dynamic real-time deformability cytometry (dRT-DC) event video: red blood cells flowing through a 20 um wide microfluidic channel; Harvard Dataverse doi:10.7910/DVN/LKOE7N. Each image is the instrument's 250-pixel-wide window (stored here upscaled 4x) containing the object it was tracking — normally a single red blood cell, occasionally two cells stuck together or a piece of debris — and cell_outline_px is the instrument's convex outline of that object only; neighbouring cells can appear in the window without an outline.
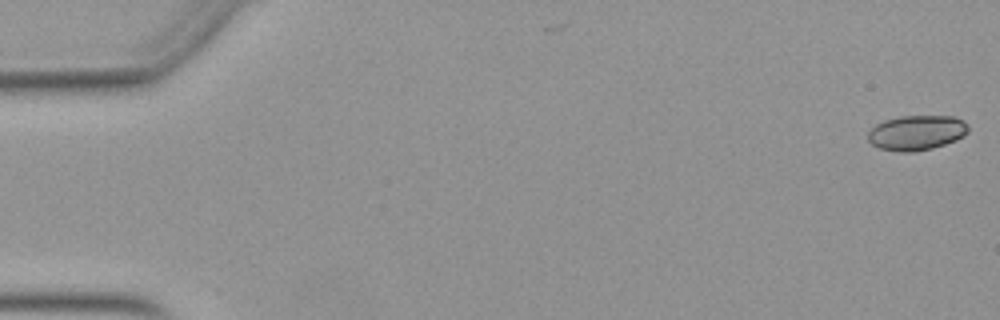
{"species": "Egyptian fruit bat (a non-hibernating species)", "species_latin": "Rousettus aegyptiacus", "temperature_condition": "warm", "stored_images_in_passage": 8, "camera_frame_rate_fps": 3000, "um_per_image_px": 0.085, "animal": {"sex": "female"}, "frame": {"image": 1, "passage_image": 1, "time_ms": 0.0, "image_size_px": [1000, 320], "cell_outline_px": [[968, 132], [964, 136], [956, 140], [932, 148], [916, 152], [896, 152], [880, 148], [872, 144], [868, 140], [868, 132], [876, 124], [884, 120], [900, 116], [952, 116], [964, 120], [968, 124]], "centroid_in_image_um": [77.92, 11.28], "position_along_channel_um": 7.1, "area_um2": 20.58}}